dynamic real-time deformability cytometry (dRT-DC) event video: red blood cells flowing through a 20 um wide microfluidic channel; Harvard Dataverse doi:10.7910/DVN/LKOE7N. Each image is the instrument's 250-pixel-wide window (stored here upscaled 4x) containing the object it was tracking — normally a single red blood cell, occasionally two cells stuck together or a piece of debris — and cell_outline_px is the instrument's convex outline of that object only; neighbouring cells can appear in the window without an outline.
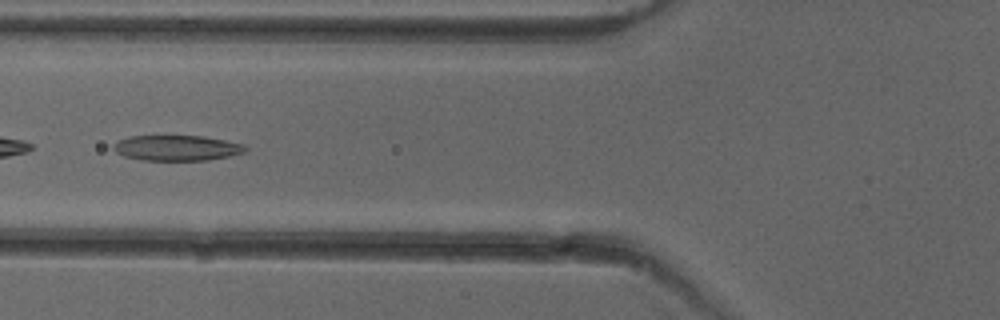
{"species": "common noctule bat (a hibernating species)", "species_latin": "Nyctalus noctula", "temperature_condition": "cold", "stored_images_in_passage": 43, "camera_frame_rate_fps": 3000, "um_per_image_px": 0.085, "animal": {"sex": "female"}, "frame": {"image": 1, "passage_image": 19, "time_ms": 6.0, "image_size_px": [1000, 320], "cell_outline_px": [[248, 148], [244, 152], [228, 156], [208, 160], [140, 160], [124, 156], [116, 152], [112, 148], [112, 144], [128, 136], [204, 136], [244, 144]], "centroid_in_image_um": [15.01, 12.57], "position_along_channel_um": 110.8, "area_um2": 19.54}}
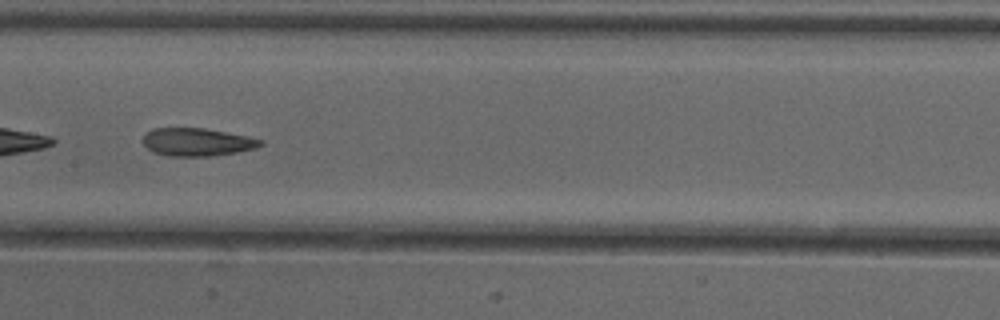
{"frame": {"image": 2, "passage_image": 25, "time_ms": 8.0, "image_size_px": [1000, 320], "cell_outline_px": [[264, 144], [256, 148], [236, 152], [208, 156], [168, 156], [152, 152], [144, 144], [144, 136], [148, 132], [156, 128], [204, 128], [264, 140]], "centroid_in_image_um": [16.75, 12.08], "position_along_channel_um": 190.6, "area_um2": 18.84}}
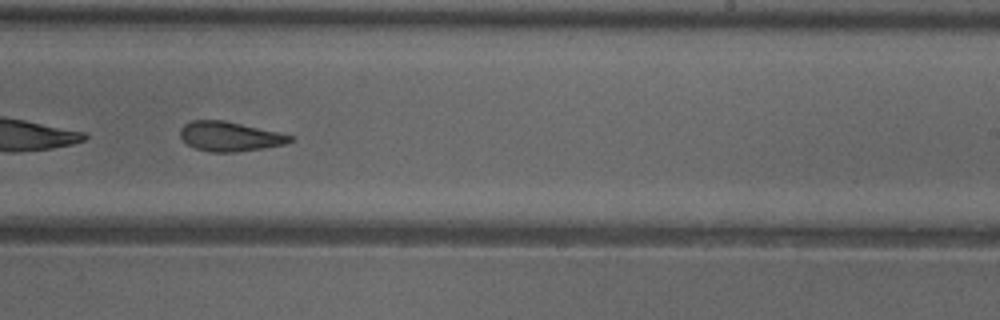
{"frame": {"image": 3, "passage_image": 31, "time_ms": 10.0, "image_size_px": [1000, 320], "cell_outline_px": [[296, 140], [284, 144], [260, 148], [232, 152], [212, 152], [196, 148], [188, 144], [180, 136], [180, 128], [184, 124], [192, 120], [224, 120], [296, 136]], "centroid_in_image_um": [19.55, 11.58], "position_along_channel_um": 269.5, "area_um2": 18.79}, "authors_computed_cell_mechanics": {"area_um2": 19.9988, "velocity_mm_per_s": 3.9611, "shape_relaxation_time_tau1_ms": null, "shape_relaxation_time_tau2_ms": 2.0924, "deformation_change_tau1": null, "deformation_change_tau2": 0.1061}}